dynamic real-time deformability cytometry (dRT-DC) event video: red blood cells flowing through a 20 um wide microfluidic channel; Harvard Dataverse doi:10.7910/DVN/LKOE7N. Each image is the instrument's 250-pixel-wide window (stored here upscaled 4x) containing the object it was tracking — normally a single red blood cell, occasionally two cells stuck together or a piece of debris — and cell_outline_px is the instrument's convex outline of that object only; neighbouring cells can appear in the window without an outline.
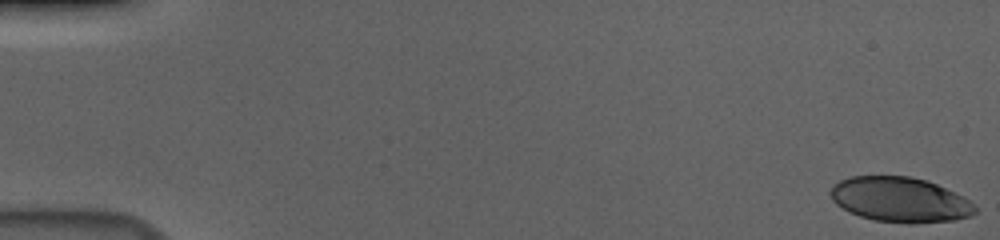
{"species": "human", "species_latin": "Homo sapiens", "temperature_condition": "cold", "stored_images_in_passage": 57, "camera_frame_rate_fps": 3000, "um_per_image_px": 0.085, "donor": {"sex": "male"}, "frame": {"image": 1, "passage_image": 1, "time_ms": 0.0, "image_size_px": [1000, 240], "cell_outline_px": [[976, 212], [972, 216], [956, 220], [916, 224], [908, 224], [872, 220], [848, 212], [836, 204], [832, 200], [828, 192], [840, 180], [852, 176], [912, 176], [928, 180], [968, 200], [976, 208]], "centroid_in_image_um": [76.48, 16.99], "position_along_channel_um": 8.5, "area_um2": 38.09}}
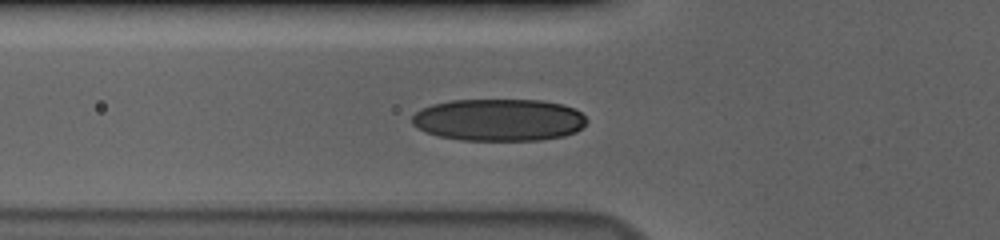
{"frame": {"image": 2, "passage_image": 21, "time_ms": 6.667, "image_size_px": [1000, 240], "cell_outline_px": [[588, 120], [576, 132], [564, 136], [540, 140], [460, 140], [436, 136], [412, 124], [412, 116], [420, 108], [432, 104], [452, 100], [544, 100], [564, 104], [580, 112]], "centroid_in_image_um": [42.4, 10.19], "position_along_channel_um": 83.4, "area_um2": 43.06}}
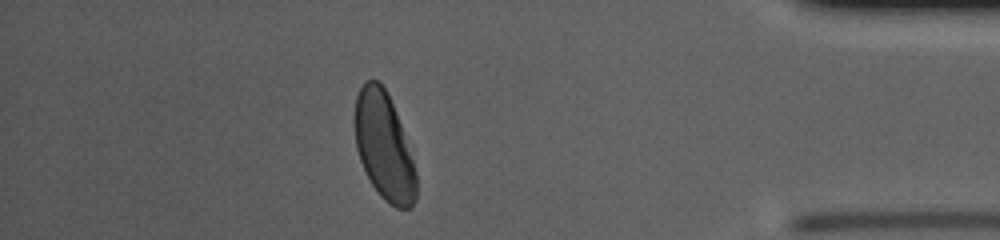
{"frame": {"image": 3, "passage_image": 50, "time_ms": 16.333, "image_size_px": [1000, 240], "cell_outline_px": [[416, 200], [412, 208], [396, 208], [384, 200], [380, 196], [372, 184], [360, 160], [356, 148], [356, 96], [364, 80], [380, 80], [392, 104], [400, 124], [416, 172]], "centroid_in_image_um": [32.64, 12.47], "position_along_channel_um": 402.6, "area_um2": 37.69}, "authors_computed_cell_mechanics": {"area_um2": 40.6912, "velocity_mm_per_s": 3.6698, "shape_relaxation_time_tau1_ms": 4.5966, "shape_relaxation_time_tau2_ms": 1.3392, "deformation_change_tau1": 0.1597, "deformation_change_tau2": 0.0417}}